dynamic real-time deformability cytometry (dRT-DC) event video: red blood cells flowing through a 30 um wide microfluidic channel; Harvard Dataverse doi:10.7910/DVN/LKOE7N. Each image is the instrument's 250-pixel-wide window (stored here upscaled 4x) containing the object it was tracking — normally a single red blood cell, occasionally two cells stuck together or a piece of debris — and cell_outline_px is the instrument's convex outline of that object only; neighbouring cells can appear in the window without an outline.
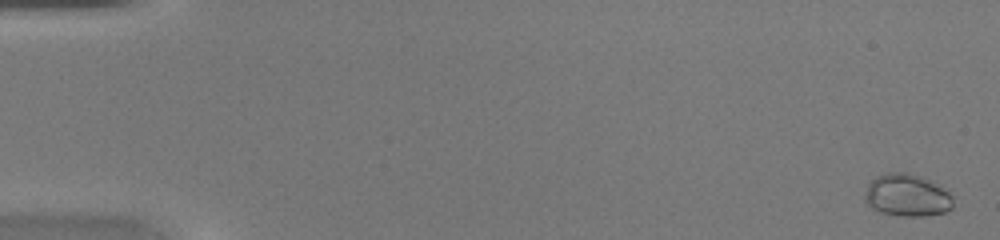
{"species": "common noctule bat (a hibernating species)", "species_latin": "Nyctalus noctula", "temperature_condition": "warm", "stored_images_in_passage": 46, "camera_frame_rate_fps": 3000, "um_per_image_px": 0.085, "animal": {"sex": "female", "body_mass_g": 20.0, "forearm_length_mm": 54.0}, "frame": {"image": 1, "passage_image": 2, "time_ms": 0.333, "image_size_px": [1000, 240], "cell_outline_px": [[952, 208], [944, 212], [924, 216], [900, 216], [880, 212], [872, 208], [864, 200], [864, 196], [868, 184], [876, 176], [888, 172], [904, 172], [920, 176], [928, 180], [948, 192], [952, 196]], "centroid_in_image_um": [77.06, 16.61], "position_along_channel_um": 7.9, "area_um2": 21.62}}
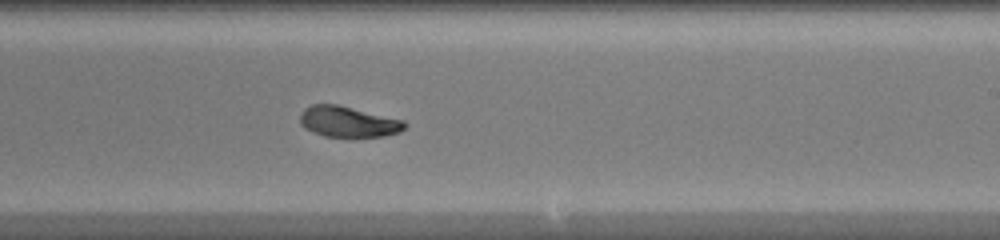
{"frame": {"image": 2, "passage_image": 29, "time_ms": 9.333, "image_size_px": [1000, 240], "cell_outline_px": [[408, 124], [400, 132], [384, 136], [324, 136], [304, 128], [300, 124], [300, 116], [304, 108], [312, 104], [336, 104], [404, 120]], "centroid_in_image_um": [29.59, 10.34], "position_along_channel_um": 259.4, "area_um2": 18.61}}
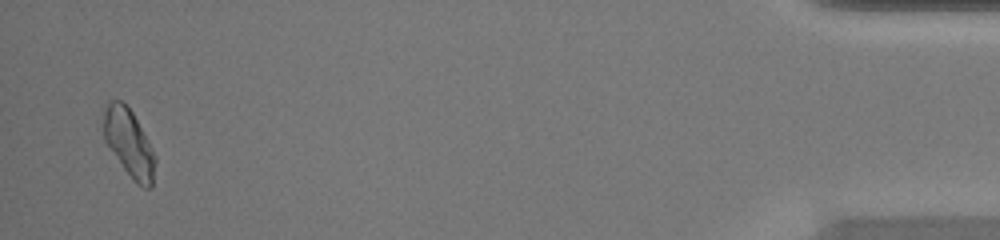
{"frame": {"image": 3, "passage_image": 45, "time_ms": 14.667, "image_size_px": [1000, 240], "cell_outline_px": [[156, 164], [152, 188], [144, 188], [136, 184], [124, 168], [104, 140], [104, 108], [112, 100], [120, 100], [132, 112], [156, 156]], "centroid_in_image_um": [10.99, 12.2], "position_along_channel_um": 424.2, "area_um2": 20.0}}